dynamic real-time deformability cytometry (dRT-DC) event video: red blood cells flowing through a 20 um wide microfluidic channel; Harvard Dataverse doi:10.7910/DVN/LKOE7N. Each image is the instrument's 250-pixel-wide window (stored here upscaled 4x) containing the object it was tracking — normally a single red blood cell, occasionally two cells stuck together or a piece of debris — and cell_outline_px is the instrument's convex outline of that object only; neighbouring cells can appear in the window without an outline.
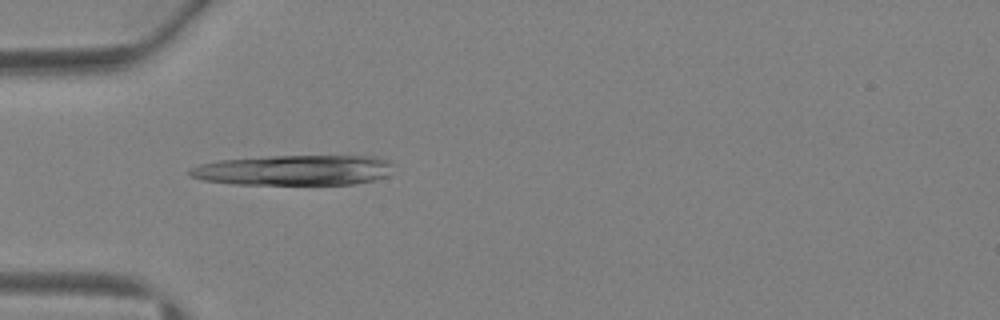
{"species": "Egyptian fruit bat (a non-hibernating species)", "species_latin": "Rousettus aegyptiacus", "temperature_condition": "warm", "stored_images_in_passage": 4, "camera_frame_rate_fps": 3000, "um_per_image_px": 0.085, "animal": {"sex": "female"}, "frame": {"image": 1, "passage_image": 4, "time_ms": 3.667, "image_size_px": [1000, 320], "cell_outline_px": [[392, 164], [388, 176], [356, 184], [232, 184], [204, 180], [192, 176], [188, 172], [192, 168], [200, 164], [220, 160], [268, 156], [376, 156], [392, 160]], "centroid_in_image_um": [25.05, 14.46], "position_along_channel_um": 60.0, "area_um2": 35.95}}